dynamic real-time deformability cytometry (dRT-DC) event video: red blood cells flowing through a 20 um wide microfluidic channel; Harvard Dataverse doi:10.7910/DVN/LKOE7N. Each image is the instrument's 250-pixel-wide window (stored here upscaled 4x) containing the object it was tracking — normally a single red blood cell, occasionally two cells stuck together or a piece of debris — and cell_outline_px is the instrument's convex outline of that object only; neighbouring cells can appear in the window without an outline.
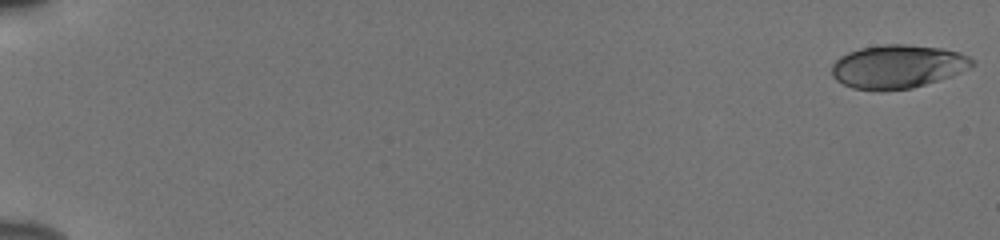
{"species": "human", "species_latin": "Homo sapiens", "temperature_condition": "cold", "stored_images_in_passage": 55, "camera_frame_rate_fps": 3000, "um_per_image_px": 0.085, "donor": {"sex": "male"}, "frame": {"image": 1, "passage_image": 1, "time_ms": 0.0, "image_size_px": [1000, 240], "cell_outline_px": [[976, 64], [972, 68], [952, 76], [912, 88], [880, 92], [852, 88], [836, 80], [832, 76], [832, 64], [840, 56], [848, 52], [860, 48], [884, 44], [908, 44], [944, 48], [960, 52], [976, 60]], "centroid_in_image_um": [76.34, 5.66], "position_along_channel_um": 8.7, "area_um2": 36.24}}
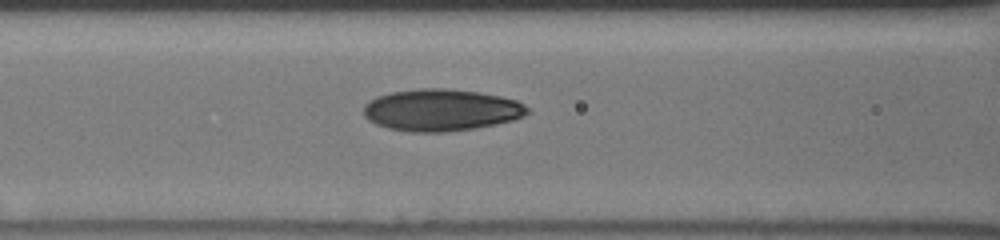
{"frame": {"image": 2, "passage_image": 26, "time_ms": 8.333, "image_size_px": [1000, 240], "cell_outline_px": [[528, 112], [524, 116], [512, 120], [496, 124], [476, 128], [444, 132], [412, 132], [388, 128], [376, 124], [368, 120], [364, 116], [364, 104], [368, 100], [376, 96], [392, 92], [420, 88], [448, 88], [476, 92], [500, 96], [516, 100], [524, 104], [528, 108]], "centroid_in_image_um": [37.47, 9.35], "position_along_channel_um": 129.1, "area_um2": 40.06}}
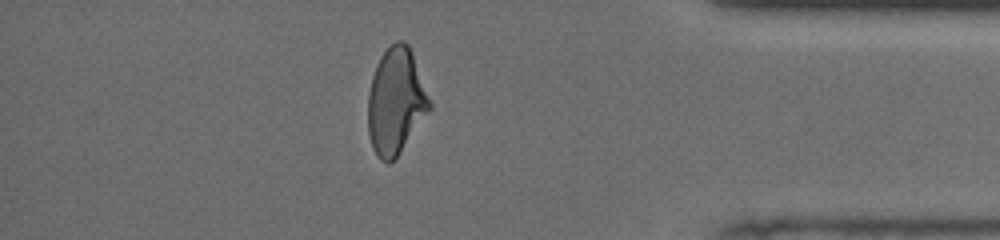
{"frame": {"image": 3, "passage_image": 49, "time_ms": 16.0, "image_size_px": [1000, 240], "cell_outline_px": [[432, 108], [396, 156], [388, 164], [380, 160], [376, 156], [372, 148], [368, 132], [368, 92], [372, 76], [376, 64], [380, 56], [396, 40], [404, 40], [408, 44], [412, 52], [432, 100]], "centroid_in_image_um": [33.65, 8.59], "position_along_channel_um": 401.6, "area_um2": 38.32}, "authors_computed_cell_mechanics": {"area_um2": 38.2058, "velocity_mm_per_s": 3.8566, "shape_relaxation_time_tau1_ms": 6.1174, "shape_relaxation_time_tau2_ms": 1.5477, "deformation_change_tau1": 0.1788, "deformation_change_tau2": 0.0753}}